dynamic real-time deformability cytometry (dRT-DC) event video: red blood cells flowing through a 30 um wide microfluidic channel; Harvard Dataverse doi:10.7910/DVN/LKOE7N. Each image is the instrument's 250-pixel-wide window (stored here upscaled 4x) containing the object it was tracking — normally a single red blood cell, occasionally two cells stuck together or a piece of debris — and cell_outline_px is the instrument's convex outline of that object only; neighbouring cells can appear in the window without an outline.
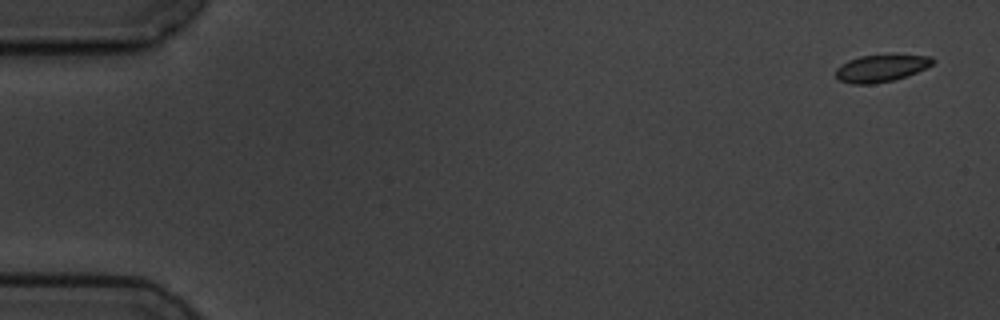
{"species": "common noctule bat (a hibernating species)", "species_latin": "Nyctalus noctula", "temperature_condition": "cold", "stored_images_in_passage": 3, "camera_frame_rate_fps": 3000, "um_per_image_px": 0.085, "animal": {"sex": "male", "body_mass_g": 19.5, "forearm_length_mm": 54.6}, "frame": {"image": 1, "passage_image": 1, "time_ms": 0.0, "image_size_px": [1000, 320], "cell_outline_px": [[936, 60], [932, 64], [916, 72], [892, 80], [872, 84], [852, 84], [840, 80], [836, 76], [836, 68], [840, 64], [848, 60], [860, 56], [932, 56]], "centroid_in_image_um": [74.84, 5.81], "position_along_channel_um": 10.2, "area_um2": 14.85}}